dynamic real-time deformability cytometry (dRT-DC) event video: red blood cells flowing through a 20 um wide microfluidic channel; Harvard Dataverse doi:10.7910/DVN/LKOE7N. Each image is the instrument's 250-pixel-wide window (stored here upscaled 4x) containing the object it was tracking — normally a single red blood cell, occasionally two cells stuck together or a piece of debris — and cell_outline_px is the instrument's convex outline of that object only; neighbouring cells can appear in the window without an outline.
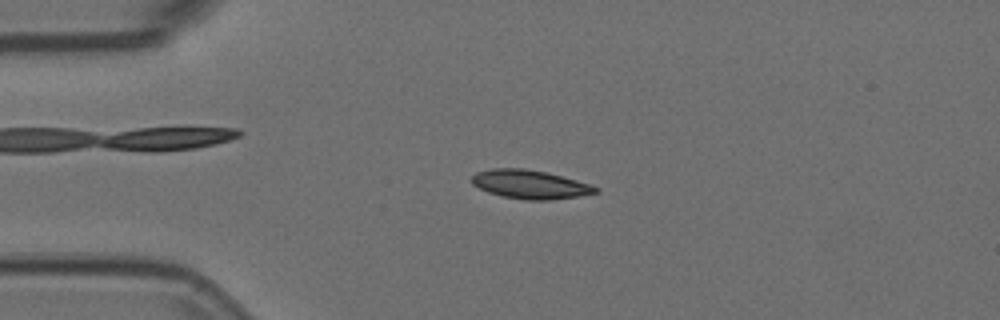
{"species": "Egyptian fruit bat (a non-hibernating species)", "species_latin": "Rousettus aegyptiacus", "temperature_condition": "room temperature", "stored_images_in_passage": 54, "camera_frame_rate_fps": 3000, "um_per_image_px": 0.085, "animal": {"sex": "female"}, "frame": {"image": 1, "passage_image": 12, "time_ms": 3.667, "image_size_px": [1000, 320], "cell_outline_px": [[600, 192], [552, 200], [524, 200], [504, 196], [488, 192], [472, 184], [472, 176], [476, 172], [492, 168], [524, 168], [544, 172], [592, 184], [600, 188]], "centroid_in_image_um": [45.07, 15.67], "position_along_channel_um": 39.9, "area_um2": 20.63}}
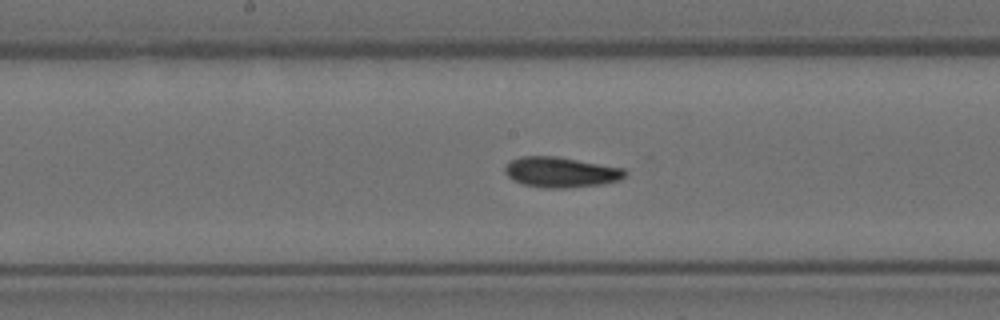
{"frame": {"image": 2, "passage_image": 27, "time_ms": 8.667, "image_size_px": [1000, 320], "cell_outline_px": [[628, 172], [620, 180], [604, 184], [568, 188], [544, 188], [524, 184], [512, 180], [504, 172], [504, 164], [520, 156], [556, 156], [624, 168]], "centroid_in_image_um": [47.66, 14.64], "position_along_channel_um": 200.5, "area_um2": 21.44}}
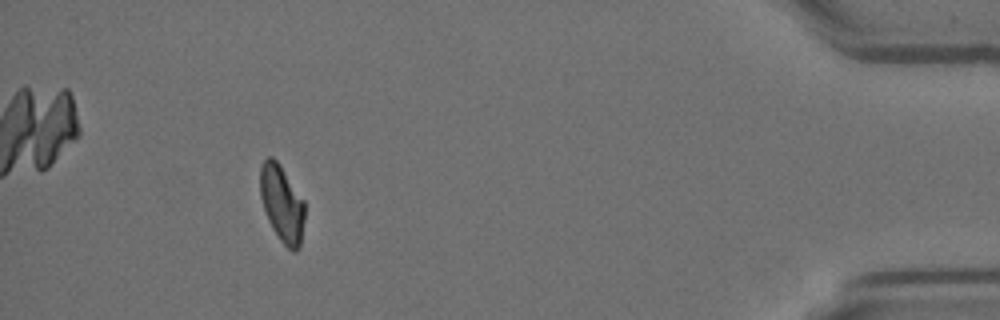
{"frame": {"image": 3, "passage_image": 49, "time_ms": 16.0, "image_size_px": [1000, 320], "cell_outline_px": [[304, 220], [300, 248], [296, 252], [292, 252], [280, 240], [272, 228], [268, 220], [260, 196], [260, 168], [264, 160], [268, 156], [272, 156], [280, 164], [304, 200]], "centroid_in_image_um": [23.97, 17.32], "position_along_channel_um": 411.2, "area_um2": 20.0}, "authors_computed_cell_mechanics": {"area_um2": 20.3167, "velocity_mm_per_s": 3.7183, "shape_relaxation_time_tau1_ms": 4.8342, "shape_relaxation_time_tau2_ms": 2.8417, "deformation_change_tau1": 0.1589, "deformation_change_tau2": 0.0864}}